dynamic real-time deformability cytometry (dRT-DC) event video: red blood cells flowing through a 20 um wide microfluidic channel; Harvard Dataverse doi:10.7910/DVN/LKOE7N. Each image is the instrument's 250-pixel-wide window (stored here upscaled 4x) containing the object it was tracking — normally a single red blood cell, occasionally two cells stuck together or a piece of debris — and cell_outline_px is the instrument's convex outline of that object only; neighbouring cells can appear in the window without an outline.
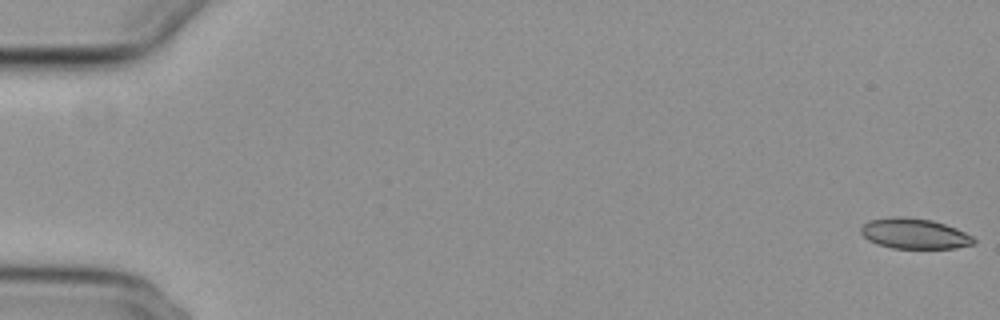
{"species": "common noctule bat (a hibernating species)", "species_latin": "Nyctalus noctula", "temperature_condition": "cold", "stored_images_in_passage": 8, "camera_frame_rate_fps": 3000, "um_per_image_px": 0.085, "animal": {"sex": "female", "body_mass_g": 29.2, "forearm_length_mm": 56.3}, "frame": {"image": 1, "passage_image": 1, "time_ms": 0.0, "image_size_px": [1000, 320], "cell_outline_px": [[976, 244], [956, 248], [892, 248], [876, 244], [868, 240], [860, 232], [860, 228], [868, 220], [896, 216], [904, 216], [932, 220], [956, 228], [972, 236], [976, 240]], "centroid_in_image_um": [77.72, 19.86], "position_along_channel_um": 7.3, "area_um2": 20.11}}